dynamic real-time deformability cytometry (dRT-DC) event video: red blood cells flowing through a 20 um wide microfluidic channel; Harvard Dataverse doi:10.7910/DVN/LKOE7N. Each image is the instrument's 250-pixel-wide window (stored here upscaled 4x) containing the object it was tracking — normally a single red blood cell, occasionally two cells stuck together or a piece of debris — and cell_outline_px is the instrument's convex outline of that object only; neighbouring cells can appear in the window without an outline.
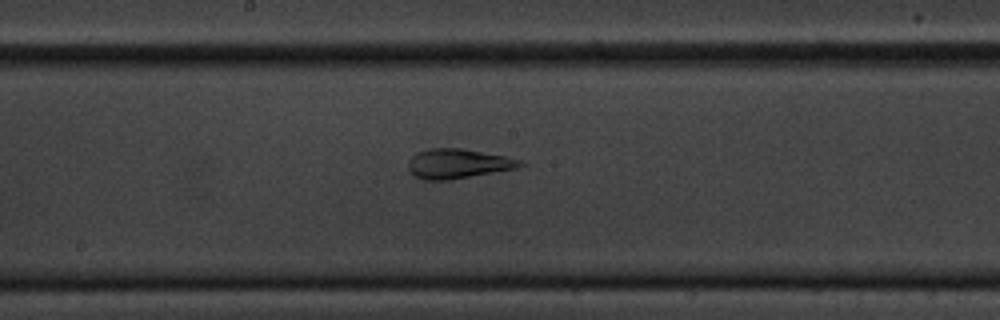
{"species": "common noctule bat (a hibernating species)", "species_latin": "Nyctalus noctula", "temperature_condition": "cold", "stored_images_in_passage": 36, "camera_frame_rate_fps": 3000, "um_per_image_px": 0.085, "animal": {"sex": "male", "body_mass_g": 20.1, "forearm_length_mm": 53.5}, "frame": {"image": 1, "passage_image": 17, "time_ms": 5.333, "image_size_px": [1000, 320], "cell_outline_px": [[528, 164], [516, 168], [448, 180], [424, 180], [412, 176], [408, 168], [408, 160], [416, 152], [428, 148], [460, 148], [508, 156], [520, 160]], "centroid_in_image_um": [38.9, 13.9], "position_along_channel_um": 209.3, "area_um2": 19.48}}
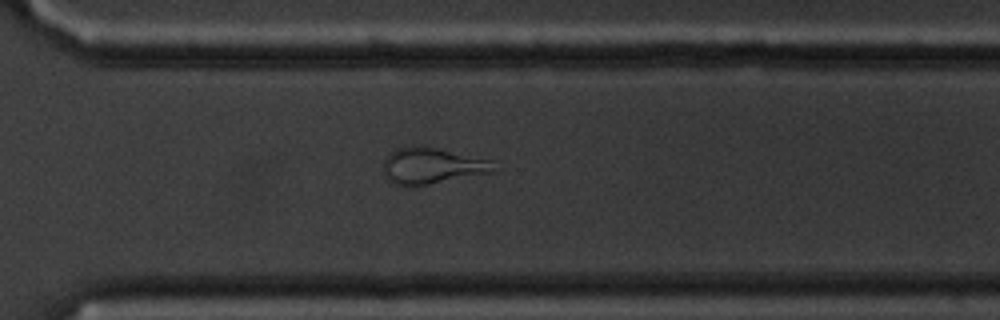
{"frame": {"image": 2, "passage_image": 28, "time_ms": 9.0, "image_size_px": [1000, 320], "cell_outline_px": [[496, 172], [428, 184], [396, 184], [388, 180], [384, 172], [384, 160], [396, 148], [416, 144], [436, 148], [492, 160]], "centroid_in_image_um": [36.75, 14.07], "position_along_channel_um": 333.9, "area_um2": 22.95}}
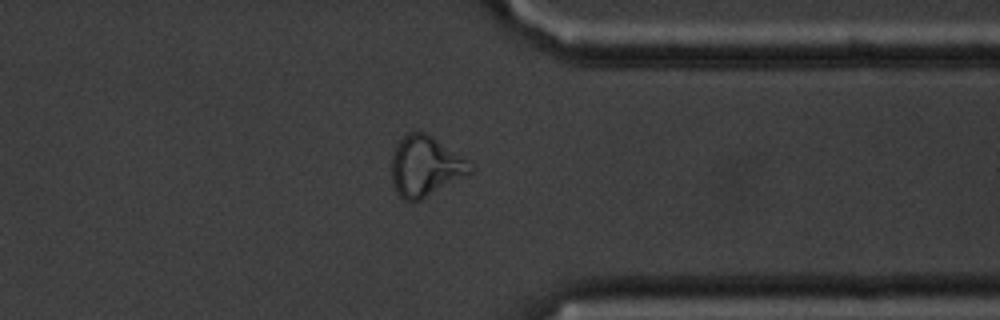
{"frame": {"image": 3, "passage_image": 32, "time_ms": 10.333, "image_size_px": [1000, 320], "cell_outline_px": [[476, 168], [472, 172], [420, 200], [404, 200], [396, 192], [392, 184], [392, 156], [400, 140], [408, 132], [424, 132], [432, 136], [468, 160]], "centroid_in_image_um": [36.16, 14.13], "position_along_channel_um": 375.2, "area_um2": 27.28}, "authors_computed_cell_mechanics": {"area_um2": 19.5075, "velocity_mm_per_s": 3.4136, "shape_relaxation_time_tau1_ms": null, "shape_relaxation_time_tau2_ms": 1.7323, "deformation_change_tau1": null, "deformation_change_tau2": 0.1144}}